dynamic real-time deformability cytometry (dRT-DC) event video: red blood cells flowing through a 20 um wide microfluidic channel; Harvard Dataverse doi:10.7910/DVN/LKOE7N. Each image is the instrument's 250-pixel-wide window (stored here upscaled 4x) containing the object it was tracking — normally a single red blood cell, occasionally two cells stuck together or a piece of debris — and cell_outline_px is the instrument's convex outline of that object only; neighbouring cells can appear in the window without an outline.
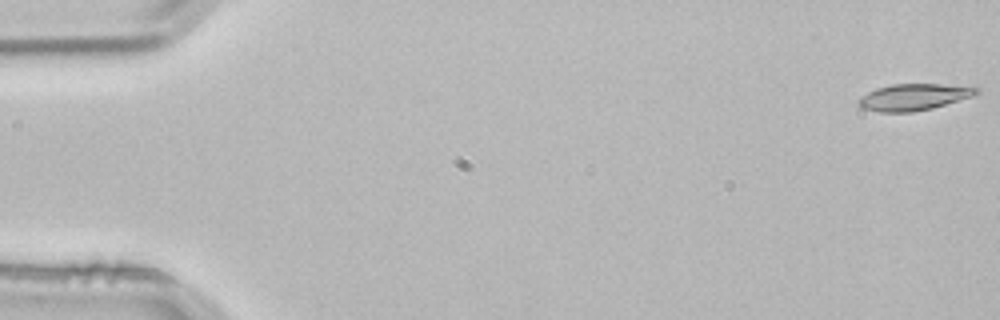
{"species": "common noctule bat (a hibernating species)", "species_latin": "Nyctalus noctula", "temperature_condition": "room temperature", "stored_images_in_passage": 4, "camera_frame_rate_fps": 3000, "um_per_image_px": 0.085, "animal": {"sex": "male", "body_mass_g": 21.5, "forearm_length_mm": 52.0}, "frame": {"image": 1, "passage_image": 1, "time_ms": 0.0, "image_size_px": [1000, 320], "cell_outline_px": [[980, 92], [972, 96], [932, 108], [912, 112], [880, 112], [860, 108], [856, 104], [856, 100], [860, 96], [876, 88], [892, 84], [976, 84], [980, 88]], "centroid_in_image_um": [77.71, 8.22], "position_along_channel_um": 7.3, "area_um2": 18.79}}
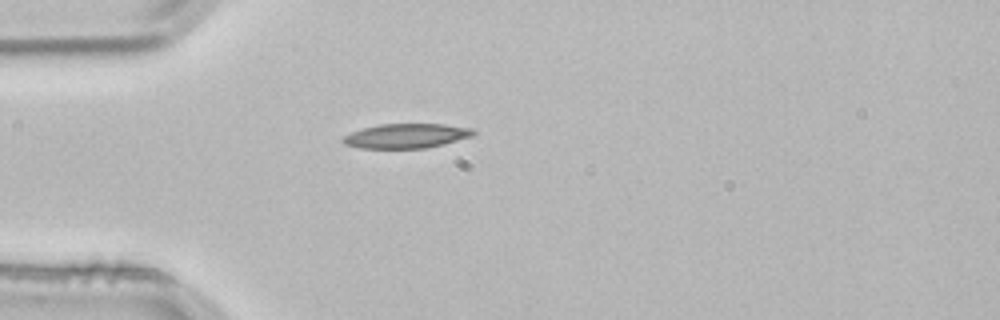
{"frame": {"image": 2, "passage_image": 4, "time_ms": 1.0, "image_size_px": [1000, 320], "cell_outline_px": [[476, 132], [472, 136], [444, 144], [424, 148], [360, 148], [344, 144], [340, 140], [344, 136], [352, 132], [364, 128], [380, 124], [444, 124], [472, 128]], "centroid_in_image_um": [34.54, 11.55], "position_along_channel_um": 50.5, "area_um2": 18.55}}